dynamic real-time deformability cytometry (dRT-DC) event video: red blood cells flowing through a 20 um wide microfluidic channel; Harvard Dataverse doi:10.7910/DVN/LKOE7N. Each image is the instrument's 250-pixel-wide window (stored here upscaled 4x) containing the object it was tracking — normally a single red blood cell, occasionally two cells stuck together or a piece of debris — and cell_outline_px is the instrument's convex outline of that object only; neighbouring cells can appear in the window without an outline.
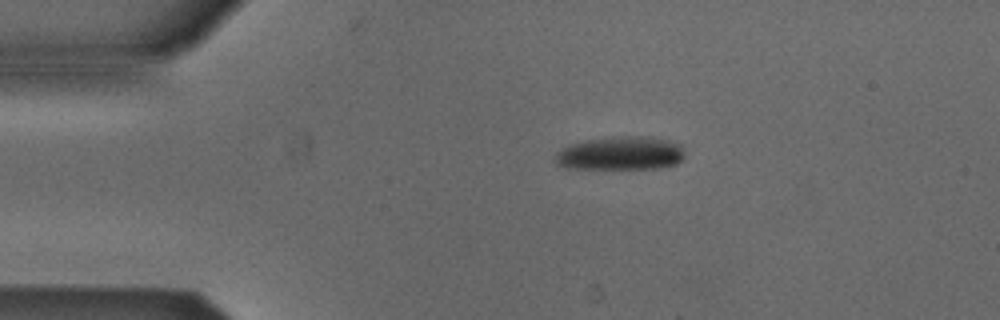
{"species": "Egyptian fruit bat (a non-hibernating species)", "species_latin": "Rousettus aegyptiacus", "temperature_condition": "cold", "stored_images_in_passage": 44, "camera_frame_rate_fps": 3000, "um_per_image_px": 0.085, "animal": {"sex": "male"}, "frame": {"image": 1, "passage_image": 1, "time_ms": 0.0, "image_size_px": [1000, 320], "cell_outline_px": [[684, 156], [676, 164], [656, 168], [568, 168], [556, 164], [556, 152], [568, 144], [588, 140], [612, 136], [652, 136], [668, 140], [680, 144], [684, 148]], "centroid_in_image_um": [52.76, 13.01], "position_along_channel_um": 32.2, "area_um2": 25.37}}
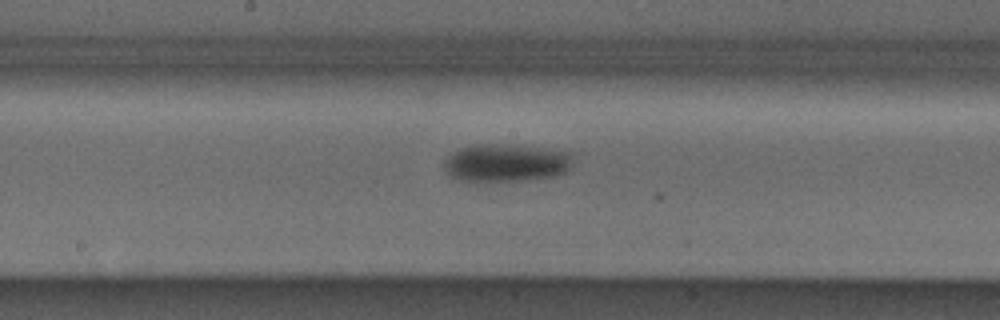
{"frame": {"image": 2, "passage_image": 18, "time_ms": 5.667, "image_size_px": [1000, 320], "cell_outline_px": [[572, 164], [568, 172], [556, 176], [520, 180], [456, 180], [444, 168], [444, 160], [452, 152], [460, 148], [480, 144], [500, 144], [572, 152]], "centroid_in_image_um": [43.03, 13.84], "position_along_channel_um": 205.2, "area_um2": 27.98}}
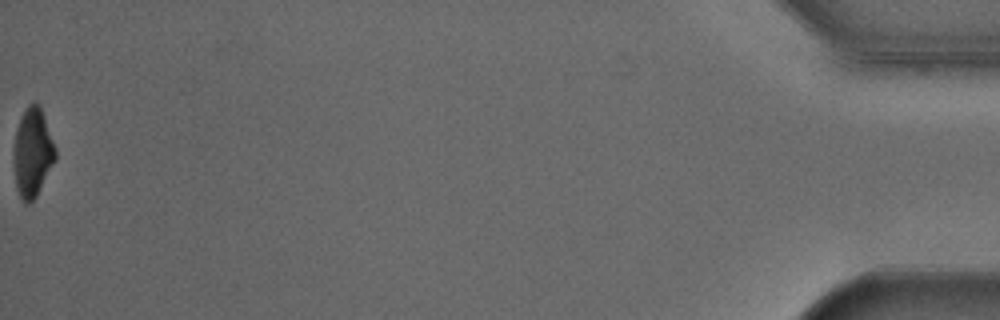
{"frame": {"image": 3, "passage_image": 44, "time_ms": 14.333, "image_size_px": [1000, 320], "cell_outline_px": [[56, 160], [36, 196], [28, 204], [24, 204], [16, 188], [16, 132], [24, 108], [28, 104], [36, 100], [40, 104], [56, 148]], "centroid_in_image_um": [2.82, 12.92], "position_along_channel_um": 432.4, "area_um2": 21.1}, "authors_computed_cell_mechanics": {"area_um2": 26.6747, "velocity_mm_per_s": 3.8607, "shape_relaxation_time_tau1_ms": 2.3372, "shape_relaxation_time_tau2_ms": null, "deformation_change_tau1": 0.1271, "deformation_change_tau2": null}}